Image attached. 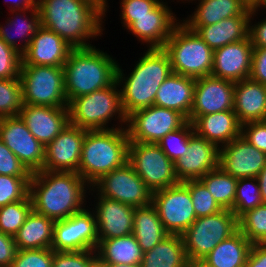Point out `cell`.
I'll use <instances>...</instances> for the list:
<instances>
[{"label":"cell","instance_id":"cell-59","mask_svg":"<svg viewBox=\"0 0 266 267\" xmlns=\"http://www.w3.org/2000/svg\"><path fill=\"white\" fill-rule=\"evenodd\" d=\"M109 267H141L140 264H111Z\"/></svg>","mask_w":266,"mask_h":267},{"label":"cell","instance_id":"cell-57","mask_svg":"<svg viewBox=\"0 0 266 267\" xmlns=\"http://www.w3.org/2000/svg\"><path fill=\"white\" fill-rule=\"evenodd\" d=\"M90 267H109L108 264L102 262L98 257L90 264Z\"/></svg>","mask_w":266,"mask_h":267},{"label":"cell","instance_id":"cell-18","mask_svg":"<svg viewBox=\"0 0 266 267\" xmlns=\"http://www.w3.org/2000/svg\"><path fill=\"white\" fill-rule=\"evenodd\" d=\"M266 164V153L251 145L242 135L219 148L218 167L237 178L257 177Z\"/></svg>","mask_w":266,"mask_h":267},{"label":"cell","instance_id":"cell-7","mask_svg":"<svg viewBox=\"0 0 266 267\" xmlns=\"http://www.w3.org/2000/svg\"><path fill=\"white\" fill-rule=\"evenodd\" d=\"M181 22L163 47L170 58L172 71L195 79L211 75L214 51L195 31Z\"/></svg>","mask_w":266,"mask_h":267},{"label":"cell","instance_id":"cell-19","mask_svg":"<svg viewBox=\"0 0 266 267\" xmlns=\"http://www.w3.org/2000/svg\"><path fill=\"white\" fill-rule=\"evenodd\" d=\"M219 148L195 132L190 136L188 150L175 163L179 182L198 180L218 168Z\"/></svg>","mask_w":266,"mask_h":267},{"label":"cell","instance_id":"cell-27","mask_svg":"<svg viewBox=\"0 0 266 267\" xmlns=\"http://www.w3.org/2000/svg\"><path fill=\"white\" fill-rule=\"evenodd\" d=\"M241 124L266 120V87L251 78L235 82L234 108Z\"/></svg>","mask_w":266,"mask_h":267},{"label":"cell","instance_id":"cell-16","mask_svg":"<svg viewBox=\"0 0 266 267\" xmlns=\"http://www.w3.org/2000/svg\"><path fill=\"white\" fill-rule=\"evenodd\" d=\"M235 82L212 75L196 78L192 110L187 121L196 117L233 110Z\"/></svg>","mask_w":266,"mask_h":267},{"label":"cell","instance_id":"cell-28","mask_svg":"<svg viewBox=\"0 0 266 267\" xmlns=\"http://www.w3.org/2000/svg\"><path fill=\"white\" fill-rule=\"evenodd\" d=\"M195 78L172 72L159 87L154 105L173 109L189 119L195 89Z\"/></svg>","mask_w":266,"mask_h":267},{"label":"cell","instance_id":"cell-3","mask_svg":"<svg viewBox=\"0 0 266 267\" xmlns=\"http://www.w3.org/2000/svg\"><path fill=\"white\" fill-rule=\"evenodd\" d=\"M142 56L127 77L119 64L117 66L116 81L118 88L122 87V108L127 117L154 105L159 87L173 72L168 53L163 48H148Z\"/></svg>","mask_w":266,"mask_h":267},{"label":"cell","instance_id":"cell-21","mask_svg":"<svg viewBox=\"0 0 266 267\" xmlns=\"http://www.w3.org/2000/svg\"><path fill=\"white\" fill-rule=\"evenodd\" d=\"M19 116L44 147L70 123L68 107L23 104Z\"/></svg>","mask_w":266,"mask_h":267},{"label":"cell","instance_id":"cell-37","mask_svg":"<svg viewBox=\"0 0 266 267\" xmlns=\"http://www.w3.org/2000/svg\"><path fill=\"white\" fill-rule=\"evenodd\" d=\"M261 192L256 177L238 179L232 212L239 219L244 213L262 205Z\"/></svg>","mask_w":266,"mask_h":267},{"label":"cell","instance_id":"cell-41","mask_svg":"<svg viewBox=\"0 0 266 267\" xmlns=\"http://www.w3.org/2000/svg\"><path fill=\"white\" fill-rule=\"evenodd\" d=\"M239 231L252 243L257 244L266 234V204L247 211L238 219Z\"/></svg>","mask_w":266,"mask_h":267},{"label":"cell","instance_id":"cell-45","mask_svg":"<svg viewBox=\"0 0 266 267\" xmlns=\"http://www.w3.org/2000/svg\"><path fill=\"white\" fill-rule=\"evenodd\" d=\"M21 53L0 39V79L19 78Z\"/></svg>","mask_w":266,"mask_h":267},{"label":"cell","instance_id":"cell-13","mask_svg":"<svg viewBox=\"0 0 266 267\" xmlns=\"http://www.w3.org/2000/svg\"><path fill=\"white\" fill-rule=\"evenodd\" d=\"M152 204L170 235H182L197 219L189 189L182 182L153 192Z\"/></svg>","mask_w":266,"mask_h":267},{"label":"cell","instance_id":"cell-55","mask_svg":"<svg viewBox=\"0 0 266 267\" xmlns=\"http://www.w3.org/2000/svg\"><path fill=\"white\" fill-rule=\"evenodd\" d=\"M256 178L258 180L259 187H260L261 199L263 203L266 204V164Z\"/></svg>","mask_w":266,"mask_h":267},{"label":"cell","instance_id":"cell-35","mask_svg":"<svg viewBox=\"0 0 266 267\" xmlns=\"http://www.w3.org/2000/svg\"><path fill=\"white\" fill-rule=\"evenodd\" d=\"M96 253L97 257L108 265L140 264L143 256V252L132 234L99 240Z\"/></svg>","mask_w":266,"mask_h":267},{"label":"cell","instance_id":"cell-42","mask_svg":"<svg viewBox=\"0 0 266 267\" xmlns=\"http://www.w3.org/2000/svg\"><path fill=\"white\" fill-rule=\"evenodd\" d=\"M190 192L193 208L197 218L215 214L222 210L214 200L206 185L200 180L182 182Z\"/></svg>","mask_w":266,"mask_h":267},{"label":"cell","instance_id":"cell-53","mask_svg":"<svg viewBox=\"0 0 266 267\" xmlns=\"http://www.w3.org/2000/svg\"><path fill=\"white\" fill-rule=\"evenodd\" d=\"M245 267H266V248L252 244Z\"/></svg>","mask_w":266,"mask_h":267},{"label":"cell","instance_id":"cell-61","mask_svg":"<svg viewBox=\"0 0 266 267\" xmlns=\"http://www.w3.org/2000/svg\"><path fill=\"white\" fill-rule=\"evenodd\" d=\"M104 1V16L106 17V11L108 10L107 8H109L108 4H107V0H103Z\"/></svg>","mask_w":266,"mask_h":267},{"label":"cell","instance_id":"cell-2","mask_svg":"<svg viewBox=\"0 0 266 267\" xmlns=\"http://www.w3.org/2000/svg\"><path fill=\"white\" fill-rule=\"evenodd\" d=\"M87 188L77 172L37 171L29 182L32 209L55 221L66 219L85 208Z\"/></svg>","mask_w":266,"mask_h":267},{"label":"cell","instance_id":"cell-15","mask_svg":"<svg viewBox=\"0 0 266 267\" xmlns=\"http://www.w3.org/2000/svg\"><path fill=\"white\" fill-rule=\"evenodd\" d=\"M0 139L31 173L43 170L45 147L20 116L0 118Z\"/></svg>","mask_w":266,"mask_h":267},{"label":"cell","instance_id":"cell-8","mask_svg":"<svg viewBox=\"0 0 266 267\" xmlns=\"http://www.w3.org/2000/svg\"><path fill=\"white\" fill-rule=\"evenodd\" d=\"M238 230V218L228 209L197 218L182 234L188 261L203 259Z\"/></svg>","mask_w":266,"mask_h":267},{"label":"cell","instance_id":"cell-39","mask_svg":"<svg viewBox=\"0 0 266 267\" xmlns=\"http://www.w3.org/2000/svg\"><path fill=\"white\" fill-rule=\"evenodd\" d=\"M22 107L23 94L20 77L0 79V118L19 116Z\"/></svg>","mask_w":266,"mask_h":267},{"label":"cell","instance_id":"cell-33","mask_svg":"<svg viewBox=\"0 0 266 267\" xmlns=\"http://www.w3.org/2000/svg\"><path fill=\"white\" fill-rule=\"evenodd\" d=\"M252 243L238 230L203 258L214 267H245Z\"/></svg>","mask_w":266,"mask_h":267},{"label":"cell","instance_id":"cell-25","mask_svg":"<svg viewBox=\"0 0 266 267\" xmlns=\"http://www.w3.org/2000/svg\"><path fill=\"white\" fill-rule=\"evenodd\" d=\"M262 6L251 8L250 16H233L212 25H186L195 31L214 51L227 44L242 41L248 37L249 21ZM253 17V18H252Z\"/></svg>","mask_w":266,"mask_h":267},{"label":"cell","instance_id":"cell-51","mask_svg":"<svg viewBox=\"0 0 266 267\" xmlns=\"http://www.w3.org/2000/svg\"><path fill=\"white\" fill-rule=\"evenodd\" d=\"M17 251L14 236L0 232V266L11 267Z\"/></svg>","mask_w":266,"mask_h":267},{"label":"cell","instance_id":"cell-50","mask_svg":"<svg viewBox=\"0 0 266 267\" xmlns=\"http://www.w3.org/2000/svg\"><path fill=\"white\" fill-rule=\"evenodd\" d=\"M249 78L266 85V48L253 49Z\"/></svg>","mask_w":266,"mask_h":267},{"label":"cell","instance_id":"cell-1","mask_svg":"<svg viewBox=\"0 0 266 267\" xmlns=\"http://www.w3.org/2000/svg\"><path fill=\"white\" fill-rule=\"evenodd\" d=\"M38 8L41 26L73 48L91 47L86 41L103 34V0H38Z\"/></svg>","mask_w":266,"mask_h":267},{"label":"cell","instance_id":"cell-36","mask_svg":"<svg viewBox=\"0 0 266 267\" xmlns=\"http://www.w3.org/2000/svg\"><path fill=\"white\" fill-rule=\"evenodd\" d=\"M222 209L233 210L238 179L219 167L200 178Z\"/></svg>","mask_w":266,"mask_h":267},{"label":"cell","instance_id":"cell-38","mask_svg":"<svg viewBox=\"0 0 266 267\" xmlns=\"http://www.w3.org/2000/svg\"><path fill=\"white\" fill-rule=\"evenodd\" d=\"M32 211L30 195L24 200L0 207V232L14 236Z\"/></svg>","mask_w":266,"mask_h":267},{"label":"cell","instance_id":"cell-46","mask_svg":"<svg viewBox=\"0 0 266 267\" xmlns=\"http://www.w3.org/2000/svg\"><path fill=\"white\" fill-rule=\"evenodd\" d=\"M53 250H18L11 267H52Z\"/></svg>","mask_w":266,"mask_h":267},{"label":"cell","instance_id":"cell-24","mask_svg":"<svg viewBox=\"0 0 266 267\" xmlns=\"http://www.w3.org/2000/svg\"><path fill=\"white\" fill-rule=\"evenodd\" d=\"M72 49L73 47L54 31L41 26L28 48L21 54V65L63 66Z\"/></svg>","mask_w":266,"mask_h":267},{"label":"cell","instance_id":"cell-20","mask_svg":"<svg viewBox=\"0 0 266 267\" xmlns=\"http://www.w3.org/2000/svg\"><path fill=\"white\" fill-rule=\"evenodd\" d=\"M167 2L161 1L149 15L133 17V23L127 28L138 41L147 43L148 48H163L174 28L180 23Z\"/></svg>","mask_w":266,"mask_h":267},{"label":"cell","instance_id":"cell-12","mask_svg":"<svg viewBox=\"0 0 266 267\" xmlns=\"http://www.w3.org/2000/svg\"><path fill=\"white\" fill-rule=\"evenodd\" d=\"M90 189L134 208L152 203V191L129 162L104 175Z\"/></svg>","mask_w":266,"mask_h":267},{"label":"cell","instance_id":"cell-32","mask_svg":"<svg viewBox=\"0 0 266 267\" xmlns=\"http://www.w3.org/2000/svg\"><path fill=\"white\" fill-rule=\"evenodd\" d=\"M188 259L182 235H168L143 253L141 267H187Z\"/></svg>","mask_w":266,"mask_h":267},{"label":"cell","instance_id":"cell-58","mask_svg":"<svg viewBox=\"0 0 266 267\" xmlns=\"http://www.w3.org/2000/svg\"><path fill=\"white\" fill-rule=\"evenodd\" d=\"M252 7L254 6H264V0H245Z\"/></svg>","mask_w":266,"mask_h":267},{"label":"cell","instance_id":"cell-48","mask_svg":"<svg viewBox=\"0 0 266 267\" xmlns=\"http://www.w3.org/2000/svg\"><path fill=\"white\" fill-rule=\"evenodd\" d=\"M0 175L31 177L32 173L0 139Z\"/></svg>","mask_w":266,"mask_h":267},{"label":"cell","instance_id":"cell-34","mask_svg":"<svg viewBox=\"0 0 266 267\" xmlns=\"http://www.w3.org/2000/svg\"><path fill=\"white\" fill-rule=\"evenodd\" d=\"M10 12L13 15L15 13L14 15L15 17L12 16L7 18L5 24L8 27H10L9 29L11 30L12 28L15 29L16 27L15 33L16 34L18 33L21 36V41L24 43L17 44L16 39H14L13 35H11L10 33L11 31L9 32V29L7 30L8 27L3 26L1 24H0V39H2L7 45L12 46L22 54L28 48L29 43L31 42L33 36L37 33L38 29L41 27L40 11L39 8L37 7V8L27 9L24 11L16 10ZM28 12L30 13L29 14L30 18L28 17V15L26 17L24 16ZM21 13H23L24 15L23 14L21 15Z\"/></svg>","mask_w":266,"mask_h":267},{"label":"cell","instance_id":"cell-43","mask_svg":"<svg viewBox=\"0 0 266 267\" xmlns=\"http://www.w3.org/2000/svg\"><path fill=\"white\" fill-rule=\"evenodd\" d=\"M30 178L0 175V207L24 200L29 195Z\"/></svg>","mask_w":266,"mask_h":267},{"label":"cell","instance_id":"cell-60","mask_svg":"<svg viewBox=\"0 0 266 267\" xmlns=\"http://www.w3.org/2000/svg\"><path fill=\"white\" fill-rule=\"evenodd\" d=\"M257 244L259 246H261V247H265L266 248V234Z\"/></svg>","mask_w":266,"mask_h":267},{"label":"cell","instance_id":"cell-29","mask_svg":"<svg viewBox=\"0 0 266 267\" xmlns=\"http://www.w3.org/2000/svg\"><path fill=\"white\" fill-rule=\"evenodd\" d=\"M194 1V0H184ZM192 15L183 20L185 25H212L233 16H250L252 6L245 0H198Z\"/></svg>","mask_w":266,"mask_h":267},{"label":"cell","instance_id":"cell-56","mask_svg":"<svg viewBox=\"0 0 266 267\" xmlns=\"http://www.w3.org/2000/svg\"><path fill=\"white\" fill-rule=\"evenodd\" d=\"M187 267H214V266L208 264L203 259H198V260L188 261Z\"/></svg>","mask_w":266,"mask_h":267},{"label":"cell","instance_id":"cell-54","mask_svg":"<svg viewBox=\"0 0 266 267\" xmlns=\"http://www.w3.org/2000/svg\"><path fill=\"white\" fill-rule=\"evenodd\" d=\"M11 4H13V6H9L10 11H24L27 9L37 8L38 0H13V2L11 1Z\"/></svg>","mask_w":266,"mask_h":267},{"label":"cell","instance_id":"cell-31","mask_svg":"<svg viewBox=\"0 0 266 267\" xmlns=\"http://www.w3.org/2000/svg\"><path fill=\"white\" fill-rule=\"evenodd\" d=\"M132 235L136 238L143 253L151 250L169 235L152 203L134 209Z\"/></svg>","mask_w":266,"mask_h":267},{"label":"cell","instance_id":"cell-14","mask_svg":"<svg viewBox=\"0 0 266 267\" xmlns=\"http://www.w3.org/2000/svg\"><path fill=\"white\" fill-rule=\"evenodd\" d=\"M99 244L94 212L83 209L54 223L53 251H96Z\"/></svg>","mask_w":266,"mask_h":267},{"label":"cell","instance_id":"cell-52","mask_svg":"<svg viewBox=\"0 0 266 267\" xmlns=\"http://www.w3.org/2000/svg\"><path fill=\"white\" fill-rule=\"evenodd\" d=\"M249 21V33L251 44L254 48H266V18L252 25Z\"/></svg>","mask_w":266,"mask_h":267},{"label":"cell","instance_id":"cell-10","mask_svg":"<svg viewBox=\"0 0 266 267\" xmlns=\"http://www.w3.org/2000/svg\"><path fill=\"white\" fill-rule=\"evenodd\" d=\"M128 162L152 193L180 183L174 162L158 144L130 142Z\"/></svg>","mask_w":266,"mask_h":267},{"label":"cell","instance_id":"cell-17","mask_svg":"<svg viewBox=\"0 0 266 267\" xmlns=\"http://www.w3.org/2000/svg\"><path fill=\"white\" fill-rule=\"evenodd\" d=\"M86 130L68 124L46 147L43 170L77 172Z\"/></svg>","mask_w":266,"mask_h":267},{"label":"cell","instance_id":"cell-30","mask_svg":"<svg viewBox=\"0 0 266 267\" xmlns=\"http://www.w3.org/2000/svg\"><path fill=\"white\" fill-rule=\"evenodd\" d=\"M55 220L35 212L33 209L14 235L18 250L51 248Z\"/></svg>","mask_w":266,"mask_h":267},{"label":"cell","instance_id":"cell-5","mask_svg":"<svg viewBox=\"0 0 266 267\" xmlns=\"http://www.w3.org/2000/svg\"><path fill=\"white\" fill-rule=\"evenodd\" d=\"M86 130L78 174L92 187L104 175L128 162L126 127Z\"/></svg>","mask_w":266,"mask_h":267},{"label":"cell","instance_id":"cell-44","mask_svg":"<svg viewBox=\"0 0 266 267\" xmlns=\"http://www.w3.org/2000/svg\"><path fill=\"white\" fill-rule=\"evenodd\" d=\"M96 258L94 250L53 251L52 267H90Z\"/></svg>","mask_w":266,"mask_h":267},{"label":"cell","instance_id":"cell-40","mask_svg":"<svg viewBox=\"0 0 266 267\" xmlns=\"http://www.w3.org/2000/svg\"><path fill=\"white\" fill-rule=\"evenodd\" d=\"M194 133L192 123L187 121L181 128L169 132L158 145L172 162L184 157L188 150L190 136Z\"/></svg>","mask_w":266,"mask_h":267},{"label":"cell","instance_id":"cell-49","mask_svg":"<svg viewBox=\"0 0 266 267\" xmlns=\"http://www.w3.org/2000/svg\"><path fill=\"white\" fill-rule=\"evenodd\" d=\"M241 135L259 151L266 153V120L242 124Z\"/></svg>","mask_w":266,"mask_h":267},{"label":"cell","instance_id":"cell-6","mask_svg":"<svg viewBox=\"0 0 266 267\" xmlns=\"http://www.w3.org/2000/svg\"><path fill=\"white\" fill-rule=\"evenodd\" d=\"M117 87L119 86L115 81L107 88L74 98L68 104L70 124L85 130L112 129L114 127L110 128L107 124L115 116L121 123V128L126 127L124 125L127 124V116Z\"/></svg>","mask_w":266,"mask_h":267},{"label":"cell","instance_id":"cell-47","mask_svg":"<svg viewBox=\"0 0 266 267\" xmlns=\"http://www.w3.org/2000/svg\"><path fill=\"white\" fill-rule=\"evenodd\" d=\"M162 0H121V19L124 28H128L133 23V17H143L149 15Z\"/></svg>","mask_w":266,"mask_h":267},{"label":"cell","instance_id":"cell-9","mask_svg":"<svg viewBox=\"0 0 266 267\" xmlns=\"http://www.w3.org/2000/svg\"><path fill=\"white\" fill-rule=\"evenodd\" d=\"M23 104L68 107L63 66L21 65Z\"/></svg>","mask_w":266,"mask_h":267},{"label":"cell","instance_id":"cell-23","mask_svg":"<svg viewBox=\"0 0 266 267\" xmlns=\"http://www.w3.org/2000/svg\"><path fill=\"white\" fill-rule=\"evenodd\" d=\"M96 195L98 202L92 211L96 218L98 239H113L132 234L135 208L99 193Z\"/></svg>","mask_w":266,"mask_h":267},{"label":"cell","instance_id":"cell-26","mask_svg":"<svg viewBox=\"0 0 266 267\" xmlns=\"http://www.w3.org/2000/svg\"><path fill=\"white\" fill-rule=\"evenodd\" d=\"M191 123L197 135L218 148L240 136L242 131V124L233 110L198 116Z\"/></svg>","mask_w":266,"mask_h":267},{"label":"cell","instance_id":"cell-11","mask_svg":"<svg viewBox=\"0 0 266 267\" xmlns=\"http://www.w3.org/2000/svg\"><path fill=\"white\" fill-rule=\"evenodd\" d=\"M186 122L178 111L152 105L130 114L126 129L130 142L158 144L169 132L181 128Z\"/></svg>","mask_w":266,"mask_h":267},{"label":"cell","instance_id":"cell-4","mask_svg":"<svg viewBox=\"0 0 266 267\" xmlns=\"http://www.w3.org/2000/svg\"><path fill=\"white\" fill-rule=\"evenodd\" d=\"M118 63L95 46L73 48L63 65L68 104L76 97L107 88L116 81Z\"/></svg>","mask_w":266,"mask_h":267},{"label":"cell","instance_id":"cell-22","mask_svg":"<svg viewBox=\"0 0 266 267\" xmlns=\"http://www.w3.org/2000/svg\"><path fill=\"white\" fill-rule=\"evenodd\" d=\"M253 45L249 36L214 50L211 75L238 82L250 76Z\"/></svg>","mask_w":266,"mask_h":267}]
</instances>
